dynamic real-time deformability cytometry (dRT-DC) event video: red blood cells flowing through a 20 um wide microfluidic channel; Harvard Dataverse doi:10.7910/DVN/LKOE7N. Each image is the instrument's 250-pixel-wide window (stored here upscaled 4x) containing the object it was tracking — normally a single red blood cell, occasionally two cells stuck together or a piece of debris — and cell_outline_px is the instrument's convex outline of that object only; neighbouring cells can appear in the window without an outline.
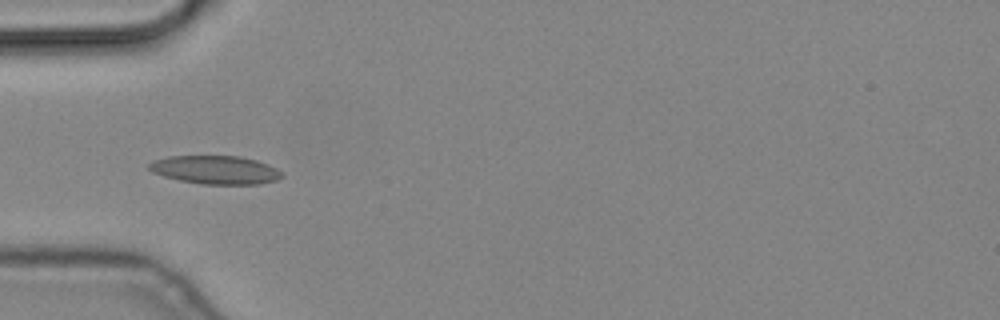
{"species": "common noctule bat (a hibernating species)", "species_latin": "Nyctalus noctula", "temperature_condition": "cold", "stored_images_in_passage": 5, "camera_frame_rate_fps": 3000, "um_per_image_px": 0.085, "animal": {"sex": "male", "body_mass_g": 19.2, "forearm_length_mm": 51.8}, "frame": {"image": 1, "passage_image": 5, "time_ms": 1.333, "image_size_px": [1000, 320], "cell_outline_px": [[284, 176], [276, 180], [260, 184], [204, 184], [180, 180], [164, 176], [152, 172], [148, 168], [148, 164], [152, 160], [168, 156], [240, 156], [256, 160], [268, 164], [284, 172]], "centroid_in_image_um": [18.33, 14.43], "position_along_channel_um": 66.7, "area_um2": 22.08}}